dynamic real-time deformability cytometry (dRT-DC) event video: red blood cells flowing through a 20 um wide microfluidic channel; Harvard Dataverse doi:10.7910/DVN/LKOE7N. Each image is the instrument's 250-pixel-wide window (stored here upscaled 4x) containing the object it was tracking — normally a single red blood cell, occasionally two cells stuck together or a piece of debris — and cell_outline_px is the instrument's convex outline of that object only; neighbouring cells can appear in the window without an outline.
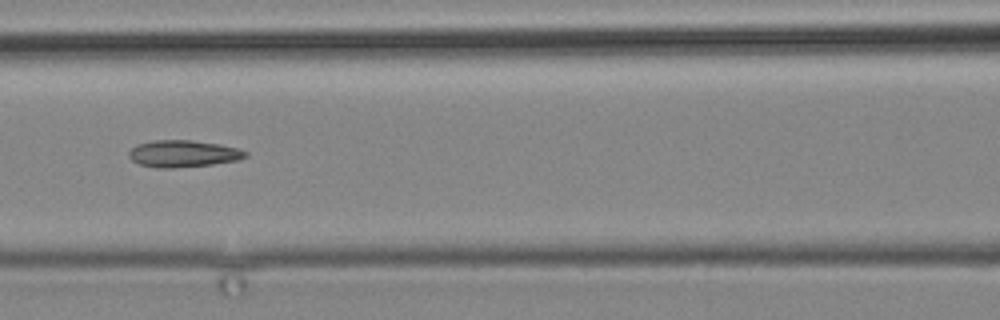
{"species": "common noctule bat (a hibernating species)", "species_latin": "Nyctalus noctula", "temperature_condition": "cold", "stored_images_in_passage": 5, "camera_frame_rate_fps": 3000, "um_per_image_px": 0.085, "animal": {"sex": "male", "body_mass_g": 19.2, "forearm_length_mm": 51.8}, "frame": {"image": 1, "passage_image": 5, "time_ms": 4.667, "image_size_px": [1000, 320], "cell_outline_px": [[248, 156], [236, 160], [212, 164], [172, 168], [160, 168], [140, 164], [132, 160], [128, 156], [128, 152], [136, 144], [152, 140], [192, 140], [220, 144], [236, 148], [248, 152]], "centroid_in_image_um": [15.55, 13.05], "position_along_channel_um": 151.1, "area_um2": 18.21}}